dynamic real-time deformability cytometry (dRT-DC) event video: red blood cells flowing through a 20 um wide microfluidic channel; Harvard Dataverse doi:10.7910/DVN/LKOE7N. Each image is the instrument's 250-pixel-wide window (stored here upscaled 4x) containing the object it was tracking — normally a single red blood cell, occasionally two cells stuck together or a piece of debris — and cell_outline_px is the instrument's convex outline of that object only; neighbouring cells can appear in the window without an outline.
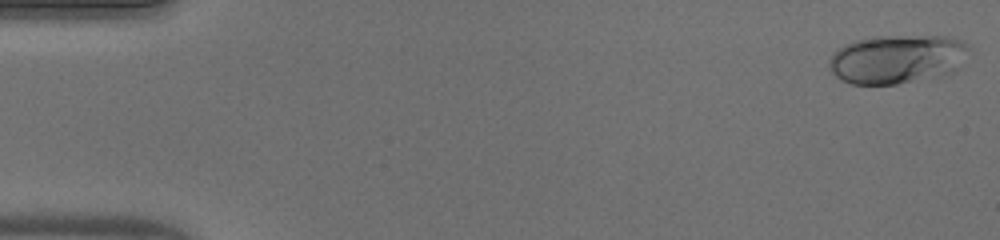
{"species": "human", "species_latin": "Homo sapiens", "temperature_condition": "warm", "stored_images_in_passage": 50, "camera_frame_rate_fps": 3000, "um_per_image_px": 0.085, "donor": {"sex": "male"}, "frame": {"image": 1, "passage_image": 1, "time_ms": 0.0, "image_size_px": [1000, 240], "cell_outline_px": [[968, 48], [960, 68], [952, 72], [940, 76], [896, 84], [852, 84], [840, 80], [828, 68], [828, 60], [832, 52], [856, 40], [876, 36], [944, 36], [960, 40], [968, 44]], "centroid_in_image_um": [76.23, 5.03], "position_along_channel_um": 8.8, "area_um2": 39.88}}
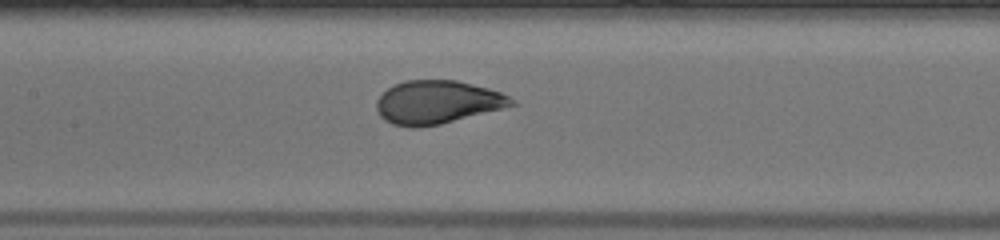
{"frame": {"image": 2, "passage_image": 24, "time_ms": 7.667, "image_size_px": [1000, 240], "cell_outline_px": [[516, 104], [504, 108], [440, 124], [416, 128], [412, 128], [392, 124], [384, 120], [380, 116], [376, 108], [376, 100], [392, 84], [404, 80], [456, 80], [488, 88], [500, 92], [516, 100]], "centroid_in_image_um": [37.15, 8.69], "position_along_channel_um": 170.3, "area_um2": 34.16}}
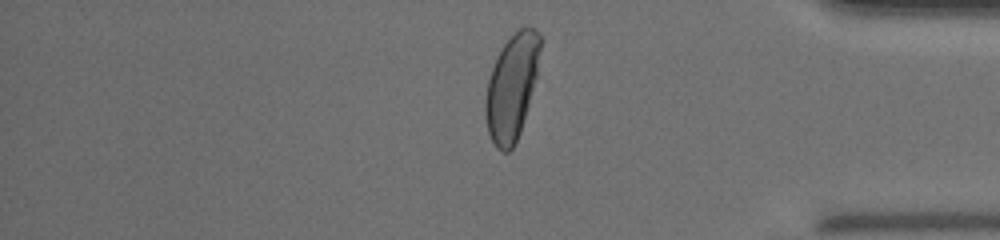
{"frame": {"image": 3, "passage_image": 42, "time_ms": 13.667, "image_size_px": [1000, 240], "cell_outline_px": [[540, 48], [536, 76], [520, 132], [516, 144], [508, 152], [504, 152], [496, 148], [488, 132], [484, 112], [484, 100], [488, 80], [496, 56], [504, 44], [520, 28], [536, 28], [540, 36]], "centroid_in_image_um": [43.47, 7.43], "position_along_channel_um": 391.7, "area_um2": 33.29}, "authors_computed_cell_mechanics": {"area_um2": 34.969, "velocity_mm_per_s": 4.0563, "shape_relaxation_time_tau1_ms": 4.1944, "shape_relaxation_time_tau2_ms": null, "deformation_change_tau1": 0.2145, "deformation_change_tau2": null}}